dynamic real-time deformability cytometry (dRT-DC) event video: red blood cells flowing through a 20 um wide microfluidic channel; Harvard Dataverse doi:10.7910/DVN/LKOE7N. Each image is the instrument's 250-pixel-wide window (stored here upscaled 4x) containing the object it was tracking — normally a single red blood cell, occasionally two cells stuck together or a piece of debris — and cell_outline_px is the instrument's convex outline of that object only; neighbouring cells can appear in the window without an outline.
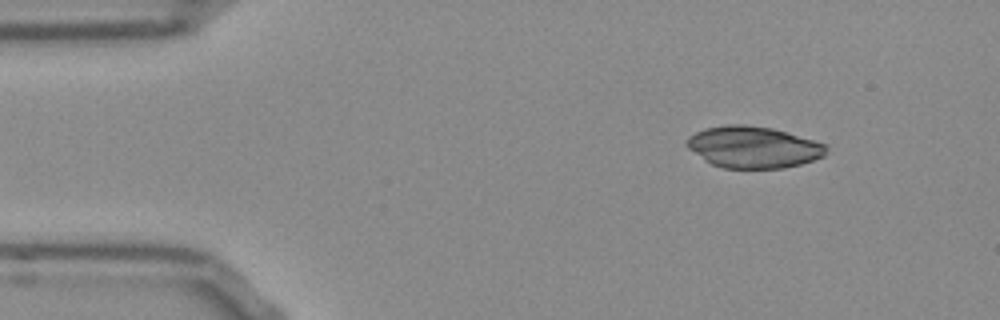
{"species": "Egyptian fruit bat (a non-hibernating species)", "species_latin": "Rousettus aegyptiacus", "temperature_condition": "room temperature", "stored_images_in_passage": 47, "camera_frame_rate_fps": 3000, "um_per_image_px": 0.085, "frame": {"image": 1, "passage_image": 1, "time_ms": 0.0, "image_size_px": [1000, 320], "cell_outline_px": [[828, 152], [824, 156], [800, 164], [784, 168], [724, 168], [712, 164], [704, 160], [688, 148], [684, 144], [688, 136], [704, 128], [724, 124], [744, 124], [772, 128], [828, 144]], "centroid_in_image_um": [64.02, 12.5], "position_along_channel_um": 21.0, "area_um2": 34.04}}
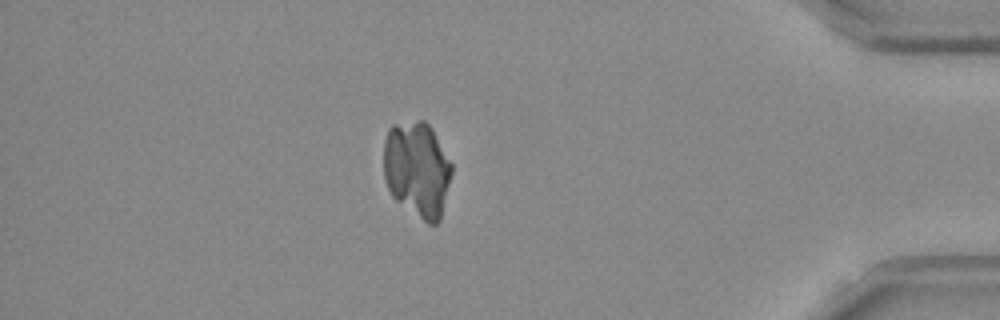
{"frame": {"image": 2, "passage_image": 40, "time_ms": 13.0, "image_size_px": [1000, 320], "cell_outline_px": [[452, 172], [440, 220], [436, 224], [428, 224], [396, 200], [392, 196], [388, 188], [384, 176], [384, 140], [388, 128], [392, 124], [416, 120], [424, 120], [432, 128], [452, 164]], "centroid_in_image_um": [35.45, 14.36], "position_along_channel_um": 399.8, "area_um2": 38.03}}